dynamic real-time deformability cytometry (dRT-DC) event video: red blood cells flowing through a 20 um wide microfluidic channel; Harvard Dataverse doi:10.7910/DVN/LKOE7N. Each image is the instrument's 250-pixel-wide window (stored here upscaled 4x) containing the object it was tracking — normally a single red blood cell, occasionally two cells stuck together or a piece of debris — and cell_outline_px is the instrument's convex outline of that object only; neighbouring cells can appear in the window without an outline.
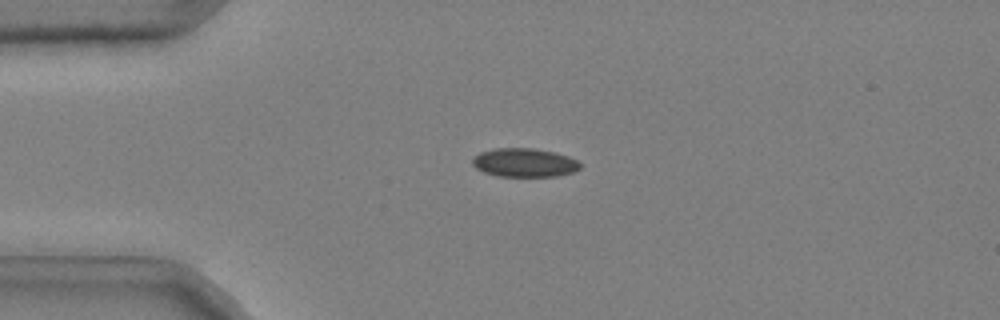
{"species": "common noctule bat (a hibernating species)", "species_latin": "Nyctalus noctula", "temperature_condition": "cold", "stored_images_in_passage": 44, "camera_frame_rate_fps": 3000, "um_per_image_px": 0.085, "animal": {"sex": "male", "body_mass_g": 20.4}, "frame": {"image": 1, "passage_image": 5, "time_ms": 1.333, "image_size_px": [1000, 320], "cell_outline_px": [[580, 168], [572, 172], [556, 176], [496, 176], [484, 172], [476, 168], [472, 164], [472, 160], [480, 152], [496, 148], [536, 148], [556, 152], [568, 156], [576, 160], [580, 164]], "centroid_in_image_um": [44.57, 13.81], "position_along_channel_um": 40.4, "area_um2": 17.98}}
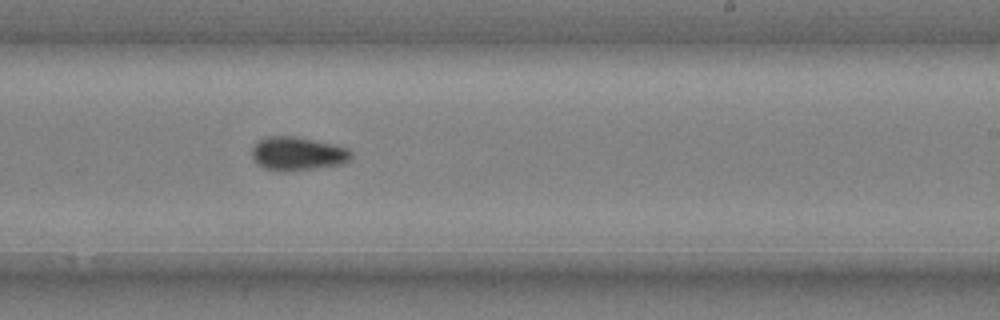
{"frame": {"image": 2, "passage_image": 25, "time_ms": 8.0, "image_size_px": [1000, 320], "cell_outline_px": [[352, 160], [344, 164], [284, 172], [280, 172], [264, 168], [256, 164], [252, 156], [252, 148], [264, 136], [296, 136], [332, 144], [348, 148], [352, 152]], "centroid_in_image_um": [25.3, 13.07], "position_along_channel_um": 263.7, "area_um2": 19.65}}
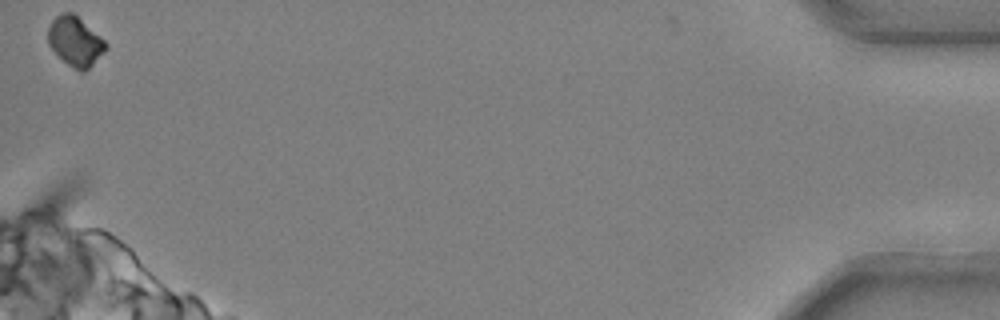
{"frame": {"image": 3, "passage_image": 44, "time_ms": 14.333, "image_size_px": [1000, 320], "cell_outline_px": [[108, 48], [84, 72], [80, 72], [68, 64], [48, 44], [48, 28], [52, 20], [60, 12], [72, 12], [100, 36], [108, 44]], "centroid_in_image_um": [6.4, 3.5], "position_along_channel_um": 428.8, "area_um2": 16.36}, "authors_computed_cell_mechanics": {"area_um2": 18.0914, "velocity_mm_per_s": 3.7138, "shape_relaxation_time_tau1_ms": 7.8635, "shape_relaxation_time_tau2_ms": null, "deformation_change_tau1": 0.1293, "deformation_change_tau2": null}}